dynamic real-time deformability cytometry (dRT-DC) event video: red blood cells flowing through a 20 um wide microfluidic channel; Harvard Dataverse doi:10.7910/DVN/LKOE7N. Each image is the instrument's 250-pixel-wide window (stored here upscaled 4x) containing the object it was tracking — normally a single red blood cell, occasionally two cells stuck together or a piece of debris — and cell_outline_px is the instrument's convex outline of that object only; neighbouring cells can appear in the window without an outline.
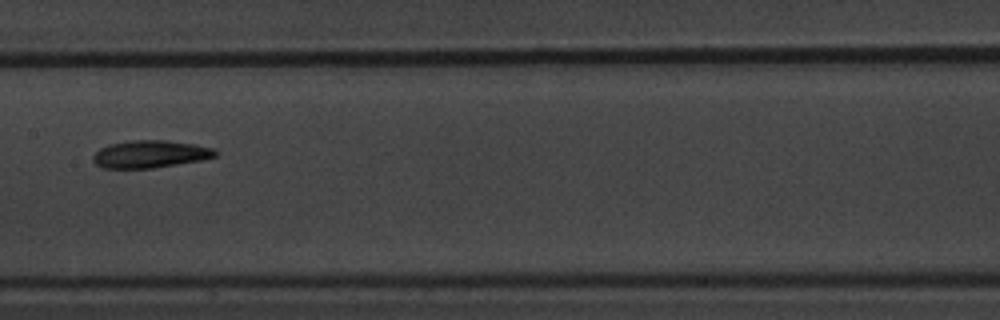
{"species": "common noctule bat (a hibernating species)", "species_latin": "Nyctalus noctula", "temperature_condition": "warm", "stored_images_in_passage": 10, "camera_frame_rate_fps": 3000, "um_per_image_px": 0.085, "animal": {"sex": "male", "body_mass_g": 20.1, "forearm_length_mm": 53.5}, "frame": {"image": 1, "passage_image": 9, "time_ms": 9.333, "image_size_px": [1000, 320], "cell_outline_px": [[216, 156], [200, 160], [152, 168], [100, 168], [92, 160], [92, 156], [100, 148], [108, 144], [132, 140], [164, 140], [192, 144], [216, 148]], "centroid_in_image_um": [12.72, 13.1], "position_along_channel_um": 194.7, "area_um2": 19.48}}
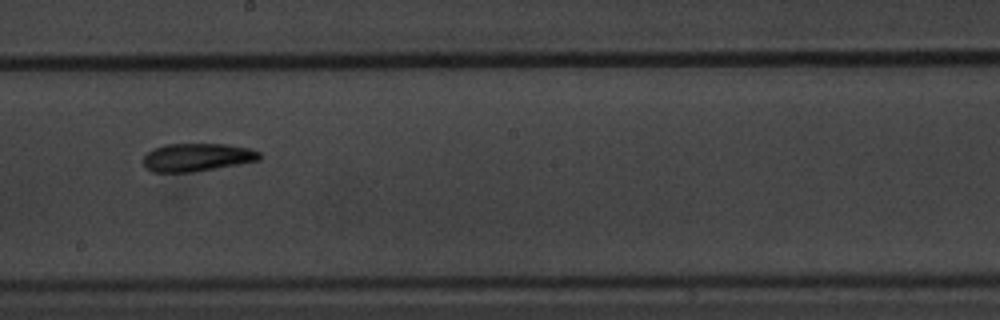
{"frame": {"image": 2, "passage_image": 10, "time_ms": 10.333, "image_size_px": [1000, 320], "cell_outline_px": [[260, 160], [240, 164], [192, 172], [152, 172], [144, 168], [144, 156], [152, 148], [164, 144], [228, 144], [252, 148], [260, 152]], "centroid_in_image_um": [16.75, 13.36], "position_along_channel_um": 231.4, "area_um2": 19.19}}